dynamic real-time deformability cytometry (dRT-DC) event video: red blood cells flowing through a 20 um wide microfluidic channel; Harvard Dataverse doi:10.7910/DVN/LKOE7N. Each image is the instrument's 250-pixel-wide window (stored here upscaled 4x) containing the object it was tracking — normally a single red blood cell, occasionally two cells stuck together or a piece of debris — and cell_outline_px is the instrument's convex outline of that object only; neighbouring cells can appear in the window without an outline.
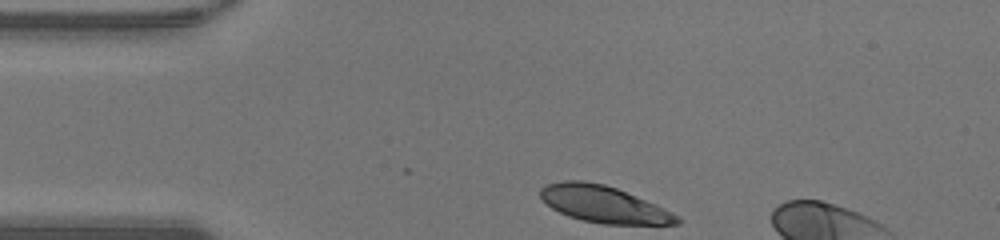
{"species": "human", "species_latin": "Homo sapiens", "temperature_condition": "warm", "stored_images_in_passage": 30, "camera_frame_rate_fps": 3000, "um_per_image_px": 0.085, "donor": {"sex": "male"}, "frame": {"image": 1, "passage_image": 1, "time_ms": 0.0, "image_size_px": [1000, 240], "cell_outline_px": [[680, 224], [604, 224], [580, 220], [568, 216], [552, 208], [540, 196], [540, 188], [548, 184], [560, 180], [584, 180], [604, 184], [616, 188], [656, 204], [680, 216]], "centroid_in_image_um": [51.31, 17.36], "position_along_channel_um": 33.7, "area_um2": 29.19}}
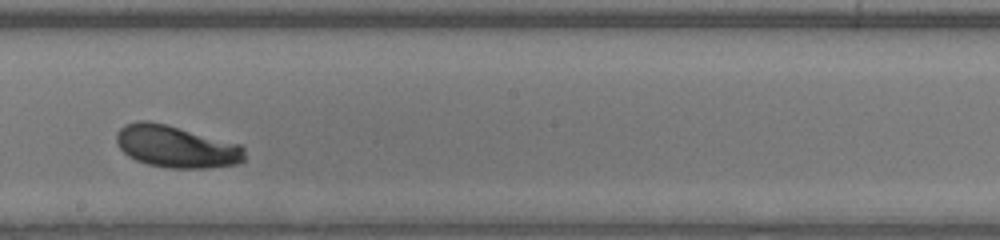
{"frame": {"image": 2, "passage_image": 18, "time_ms": 5.667, "image_size_px": [1000, 240], "cell_outline_px": [[244, 160], [240, 164], [208, 168], [168, 168], [148, 164], [136, 160], [128, 156], [116, 144], [116, 132], [124, 124], [136, 120], [148, 120], [164, 124], [240, 144], [244, 148]], "centroid_in_image_um": [14.95, 12.46], "position_along_channel_um": 233.3, "area_um2": 31.5}}
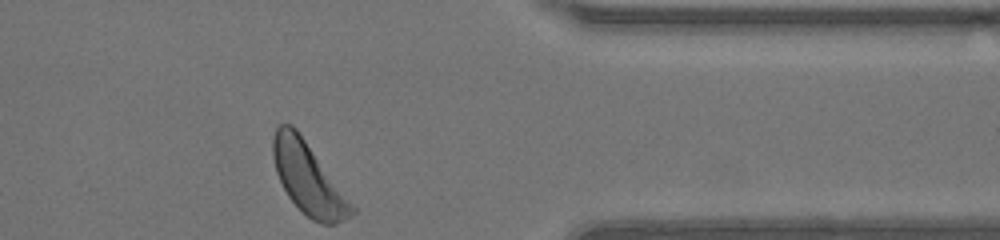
{"frame": {"image": 3, "passage_image": 30, "time_ms": 9.667, "image_size_px": [1000, 240], "cell_outline_px": [[356, 212], [344, 220], [336, 224], [320, 224], [312, 220], [288, 196], [276, 172], [272, 156], [272, 136], [276, 128], [280, 124], [292, 124], [296, 128], [356, 208]], "centroid_in_image_um": [26.19, 15.17], "position_along_channel_um": 385.2, "area_um2": 32.37}, "authors_computed_cell_mechanics": {"area_um2": 31.2987, "velocity_mm_per_s": 4.259, "shape_relaxation_time_tau1_ms": 2.0704, "shape_relaxation_time_tau2_ms": null, "deformation_change_tau1": 0.1456, "deformation_change_tau2": null}}